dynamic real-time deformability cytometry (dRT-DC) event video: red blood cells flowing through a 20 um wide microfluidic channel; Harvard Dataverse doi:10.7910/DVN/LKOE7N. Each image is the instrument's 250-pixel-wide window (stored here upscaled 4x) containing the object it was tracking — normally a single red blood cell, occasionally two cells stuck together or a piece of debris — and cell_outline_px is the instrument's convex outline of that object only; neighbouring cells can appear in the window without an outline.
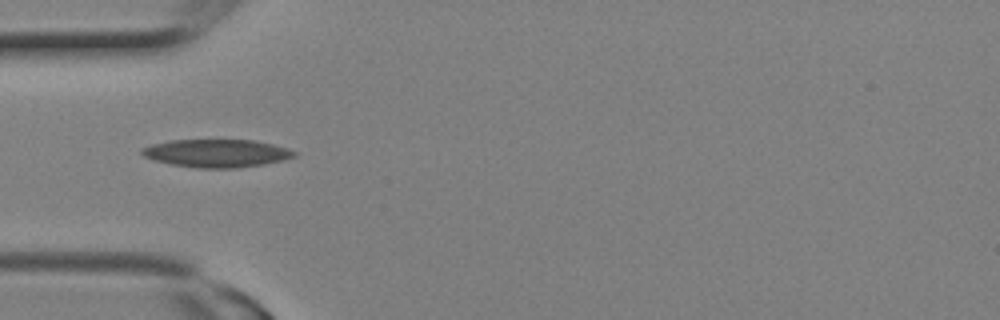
{"species": "Egyptian fruit bat (a non-hibernating species)", "species_latin": "Rousettus aegyptiacus", "temperature_condition": "room temperature", "stored_images_in_passage": 2, "camera_frame_rate_fps": 3000, "um_per_image_px": 0.085, "animal": {"sex": "female"}, "frame": {"image": 1, "passage_image": 1, "time_ms": 0.0, "image_size_px": [1000, 320], "cell_outline_px": [[296, 156], [264, 164], [236, 168], [196, 168], [172, 164], [156, 160], [144, 156], [140, 152], [144, 148], [152, 144], [168, 140], [252, 140], [272, 144], [288, 148], [296, 152]], "centroid_in_image_um": [18.42, 13.02], "position_along_channel_um": 66.6, "area_um2": 24.57}}